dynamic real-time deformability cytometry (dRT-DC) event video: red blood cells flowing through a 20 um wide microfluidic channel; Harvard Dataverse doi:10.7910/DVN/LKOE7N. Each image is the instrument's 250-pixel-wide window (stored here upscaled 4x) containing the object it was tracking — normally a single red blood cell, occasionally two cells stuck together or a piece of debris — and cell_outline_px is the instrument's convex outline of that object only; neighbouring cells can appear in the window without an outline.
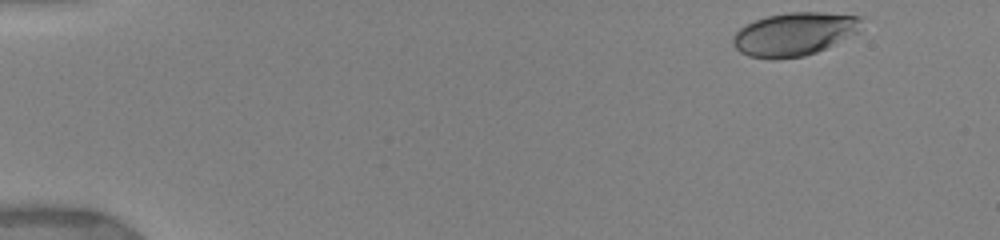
{"species": "human", "species_latin": "Homo sapiens", "temperature_condition": "warm", "stored_images_in_passage": 14, "camera_frame_rate_fps": 3000, "um_per_image_px": 0.085, "donor": {"sex": "female"}, "frame": {"image": 1, "passage_image": 1, "time_ms": 0.0, "image_size_px": [1000, 240], "cell_outline_px": [[860, 20], [856, 32], [816, 52], [804, 56], [772, 60], [748, 56], [740, 52], [732, 44], [732, 36], [740, 28], [756, 20], [768, 16], [788, 12], [824, 12], [860, 16]], "centroid_in_image_um": [67.43, 2.9], "position_along_channel_um": 17.6, "area_um2": 31.96}}
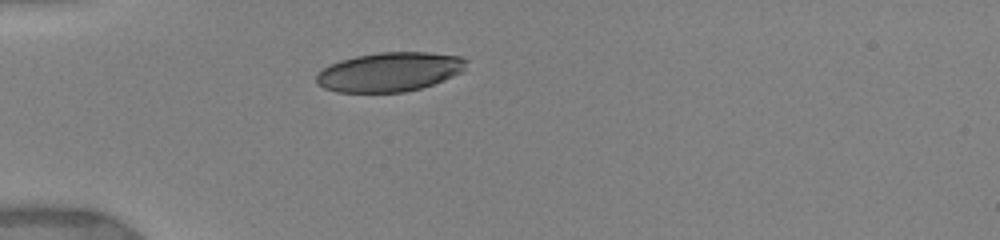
{"frame": {"image": 2, "passage_image": 7, "time_ms": 3.667, "image_size_px": [1000, 240], "cell_outline_px": [[468, 60], [464, 68], [460, 72], [444, 80], [420, 88], [404, 92], [336, 92], [324, 88], [316, 84], [316, 76], [324, 68], [340, 60], [356, 56], [380, 52], [428, 52], [460, 56]], "centroid_in_image_um": [33.1, 6.11], "position_along_channel_um": 51.9, "area_um2": 34.1}}
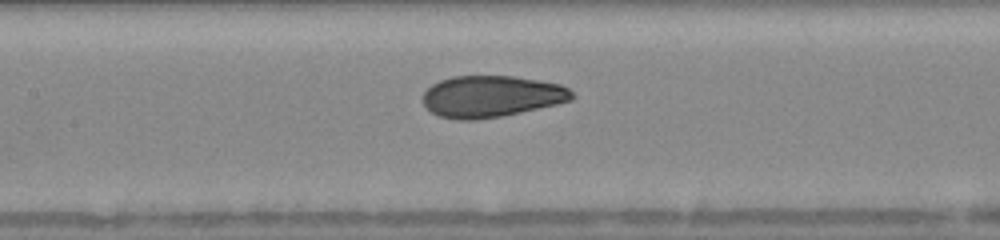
{"frame": {"image": 3, "passage_image": 13, "time_ms": 7.0, "image_size_px": [1000, 240], "cell_outline_px": [[576, 96], [572, 100], [556, 104], [520, 112], [500, 116], [476, 120], [456, 120], [440, 116], [432, 112], [424, 104], [424, 92], [432, 84], [440, 80], [452, 76], [512, 76], [560, 84], [568, 88]], "centroid_in_image_um": [41.77, 8.19], "position_along_channel_um": 165.6, "area_um2": 35.89}}